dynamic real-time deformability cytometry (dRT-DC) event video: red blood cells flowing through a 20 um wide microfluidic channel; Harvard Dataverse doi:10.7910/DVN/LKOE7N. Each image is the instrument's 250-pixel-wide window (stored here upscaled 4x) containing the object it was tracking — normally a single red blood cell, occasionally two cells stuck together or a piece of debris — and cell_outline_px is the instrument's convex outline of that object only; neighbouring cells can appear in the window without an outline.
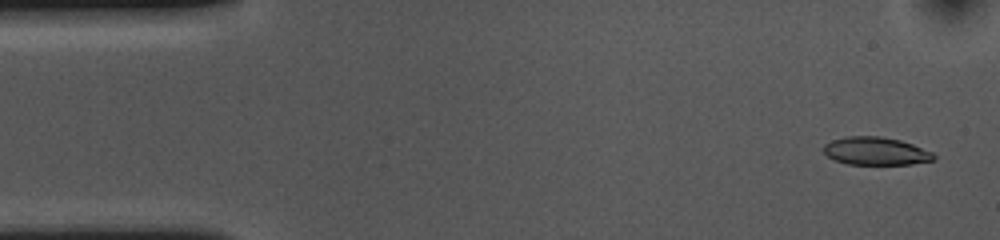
{"species": "common noctule bat (a hibernating species)", "species_latin": "Nyctalus noctula", "temperature_condition": "cold", "stored_images_in_passage": 53, "camera_frame_rate_fps": 3000, "um_per_image_px": 0.085, "animal": {"sex": "female", "body_mass_g": 10.0, "forearm_length_mm": 53.1}, "frame": {"image": 1, "passage_image": 2, "time_ms": 0.333, "image_size_px": [1000, 240], "cell_outline_px": [[936, 156], [932, 160], [912, 164], [848, 164], [836, 160], [828, 156], [824, 152], [824, 144], [832, 140], [848, 136], [880, 136], [900, 140], [912, 144], [932, 152]], "centroid_in_image_um": [74.44, 12.84], "position_along_channel_um": 10.6, "area_um2": 17.74}}
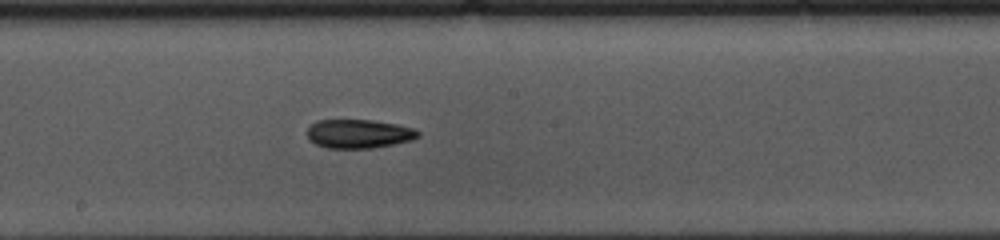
{"frame": {"image": 2, "passage_image": 27, "time_ms": 8.667, "image_size_px": [1000, 240], "cell_outline_px": [[420, 136], [412, 140], [372, 148], [328, 148], [316, 144], [308, 140], [308, 128], [316, 120], [372, 120], [396, 124], [416, 128], [420, 132]], "centroid_in_image_um": [30.51, 11.37], "position_along_channel_um": 217.7, "area_um2": 18.67}}
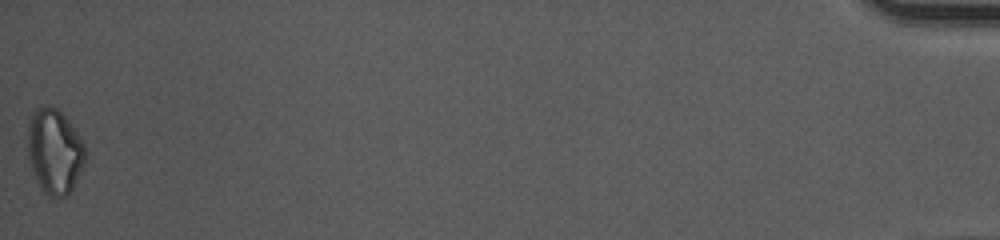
{"frame": {"image": 3, "passage_image": 53, "time_ms": 17.333, "image_size_px": [1000, 240], "cell_outline_px": [[84, 160], [72, 188], [68, 196], [52, 196], [44, 192], [40, 188], [32, 168], [28, 156], [28, 124], [32, 112], [36, 108], [48, 104], [56, 108], [68, 120], [84, 144]], "centroid_in_image_um": [4.6, 12.82], "position_along_channel_um": 430.6, "area_um2": 27.92}, "authors_computed_cell_mechanics": {"area_um2": 18.8428, "velocity_mm_per_s": 3.6602, "shape_relaxation_time_tau1_ms": 4.4142, "shape_relaxation_time_tau2_ms": 6.8984, "deformation_change_tau1": 0.1227, "deformation_change_tau2": 0.1538}}